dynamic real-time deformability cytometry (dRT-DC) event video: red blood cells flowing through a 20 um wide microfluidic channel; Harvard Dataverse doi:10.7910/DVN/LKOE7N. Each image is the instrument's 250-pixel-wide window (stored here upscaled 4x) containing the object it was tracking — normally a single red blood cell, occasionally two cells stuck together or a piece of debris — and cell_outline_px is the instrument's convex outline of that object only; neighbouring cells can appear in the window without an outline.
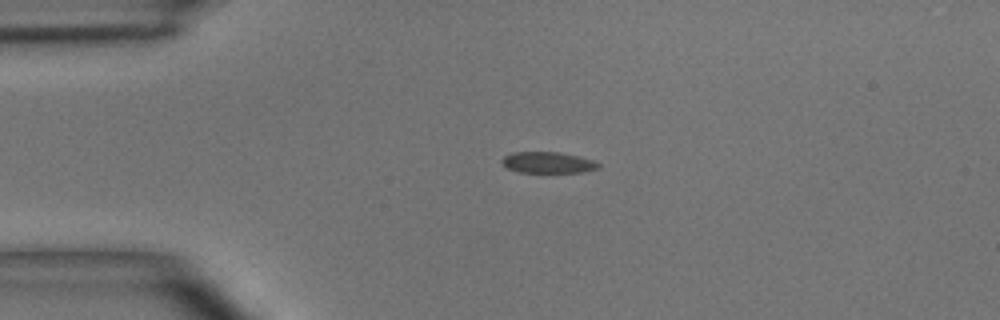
{"species": "common noctule bat (a hibernating species)", "species_latin": "Nyctalus noctula", "temperature_condition": "room temperature", "stored_images_in_passage": 5, "camera_frame_rate_fps": 3000, "um_per_image_px": 0.085, "animal": {"sex": "male", "body_mass_g": 15.6}, "frame": {"image": 1, "passage_image": 1, "time_ms": 0.0, "image_size_px": [1000, 320], "cell_outline_px": [[600, 164], [596, 168], [580, 172], [520, 172], [508, 168], [500, 160], [504, 156], [512, 152], [560, 152], [592, 160]], "centroid_in_image_um": [46.52, 13.8], "position_along_channel_um": 38.5, "area_um2": 11.62}}
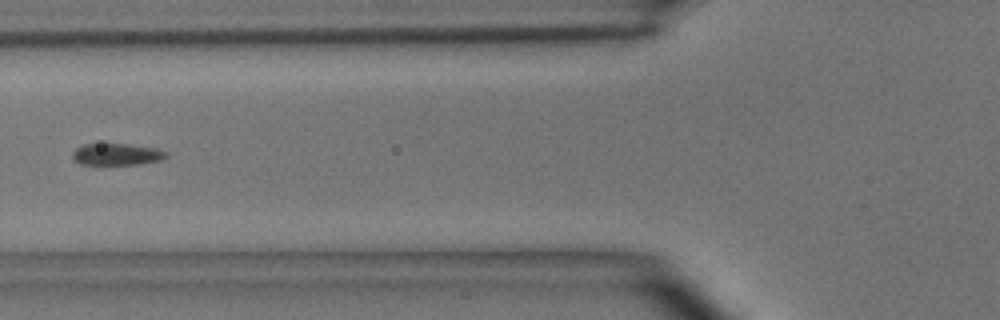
{"frame": {"image": 2, "passage_image": 3, "time_ms": 2.667, "image_size_px": [1000, 320], "cell_outline_px": [[168, 156], [160, 160], [140, 164], [80, 164], [72, 156], [72, 152], [76, 148], [84, 144], [128, 144], [156, 148], [168, 152]], "centroid_in_image_um": [9.95, 13.11], "position_along_channel_um": 115.9, "area_um2": 11.79}}